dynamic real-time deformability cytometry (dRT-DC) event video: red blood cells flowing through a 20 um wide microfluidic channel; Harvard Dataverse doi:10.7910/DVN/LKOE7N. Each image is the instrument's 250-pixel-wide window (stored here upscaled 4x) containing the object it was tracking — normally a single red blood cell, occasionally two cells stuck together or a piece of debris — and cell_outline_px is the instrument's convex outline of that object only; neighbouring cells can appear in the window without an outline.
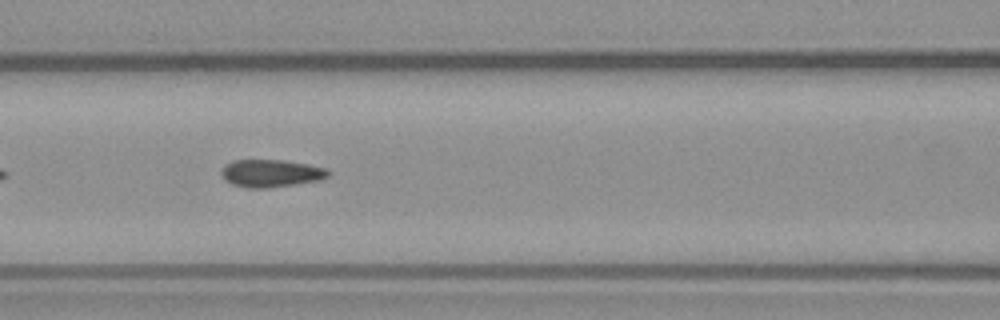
{"species": "common noctule bat (a hibernating species)", "species_latin": "Nyctalus noctula", "temperature_condition": "warm", "stored_images_in_passage": 34, "camera_frame_rate_fps": 3000, "um_per_image_px": 0.085, "animal": {"sex": "male", "body_mass_g": 23.1, "forearm_length_mm": 52.7}, "frame": {"image": 1, "passage_image": 20, "time_ms": 6.333, "image_size_px": [1000, 320], "cell_outline_px": [[332, 172], [328, 176], [320, 180], [268, 188], [248, 188], [232, 184], [224, 180], [220, 172], [224, 164], [232, 160], [284, 160], [308, 164], [328, 168]], "centroid_in_image_um": [23.03, 14.72], "position_along_channel_um": 143.6, "area_um2": 17.4}}